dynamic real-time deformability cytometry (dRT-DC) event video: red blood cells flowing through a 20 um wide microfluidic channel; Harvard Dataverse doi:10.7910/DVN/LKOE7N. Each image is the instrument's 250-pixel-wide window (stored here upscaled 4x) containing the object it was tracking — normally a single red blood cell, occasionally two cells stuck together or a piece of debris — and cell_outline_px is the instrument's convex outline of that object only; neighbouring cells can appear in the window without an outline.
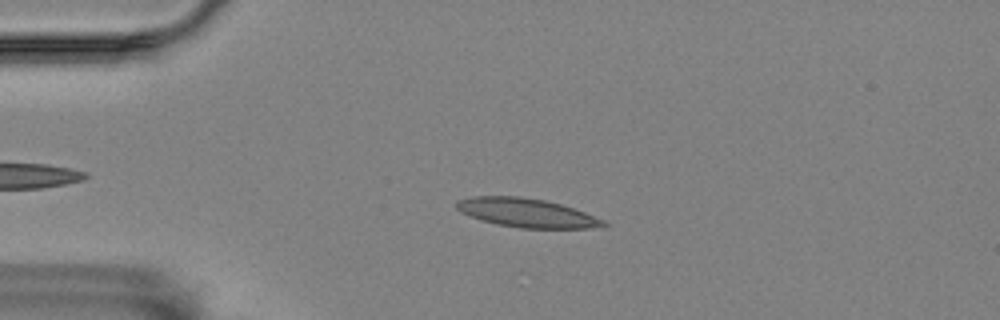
{"species": "Egyptian fruit bat (a non-hibernating species)", "species_latin": "Rousettus aegyptiacus", "temperature_condition": "room temperature", "stored_images_in_passage": 36, "camera_frame_rate_fps": 3000, "um_per_image_px": 0.085, "animal": {"sex": "female"}, "frame": {"image": 1, "passage_image": 12, "time_ms": 3.667, "image_size_px": [1000, 320], "cell_outline_px": [[608, 224], [604, 228], [520, 228], [496, 224], [480, 220], [460, 212], [456, 208], [456, 200], [472, 196], [520, 196], [544, 200], [560, 204], [584, 212], [604, 220]], "centroid_in_image_um": [44.75, 18.09], "position_along_channel_um": 40.3, "area_um2": 24.8}}
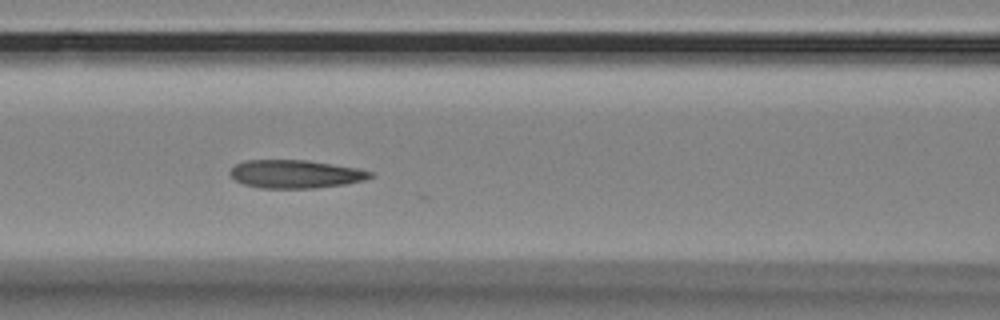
{"frame": {"image": 2, "passage_image": 23, "time_ms": 7.333, "image_size_px": [1000, 320], "cell_outline_px": [[376, 176], [364, 180], [344, 184], [316, 188], [260, 188], [244, 184], [236, 180], [228, 172], [236, 164], [244, 160], [308, 160], [356, 168], [372, 172]], "centroid_in_image_um": [25.12, 14.79], "position_along_channel_um": 141.5, "area_um2": 23.0}}
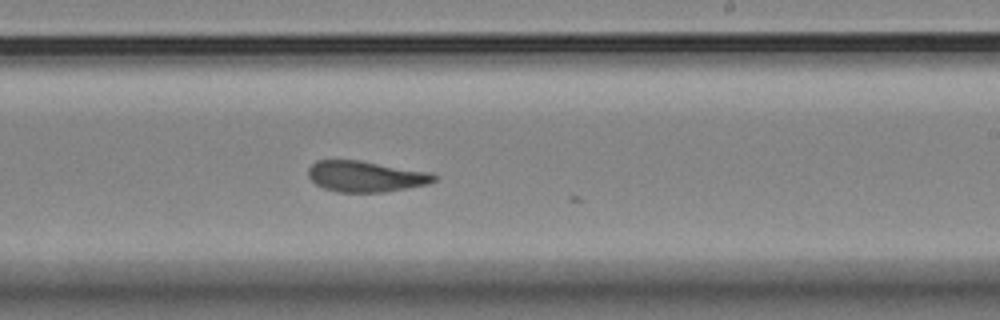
{"frame": {"image": 3, "passage_image": 33, "time_ms": 10.667, "image_size_px": [1000, 320], "cell_outline_px": [[440, 176], [436, 180], [428, 184], [408, 188], [384, 192], [336, 192], [324, 188], [316, 184], [308, 176], [308, 168], [316, 160], [360, 160], [432, 172]], "centroid_in_image_um": [31.13, 14.99], "position_along_channel_um": 257.9, "area_um2": 22.95}}